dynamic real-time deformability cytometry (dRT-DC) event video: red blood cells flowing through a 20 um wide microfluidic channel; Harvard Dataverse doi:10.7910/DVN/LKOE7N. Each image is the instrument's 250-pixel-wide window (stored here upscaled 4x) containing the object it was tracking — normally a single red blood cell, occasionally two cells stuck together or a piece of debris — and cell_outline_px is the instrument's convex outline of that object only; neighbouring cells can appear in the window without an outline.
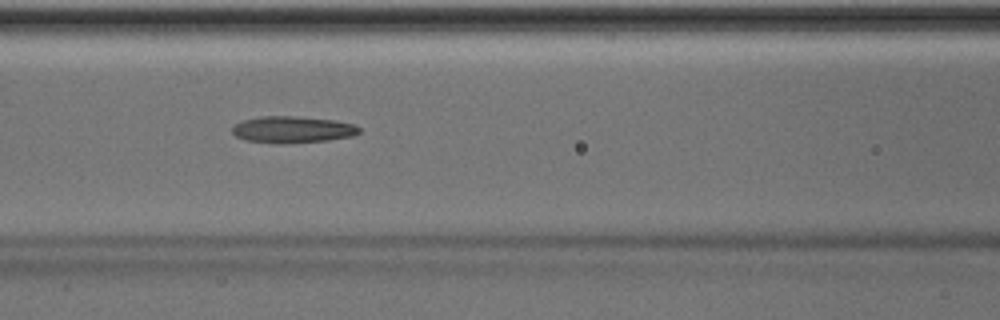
{"species": "Egyptian fruit bat (a non-hibernating species)", "species_latin": "Rousettus aegyptiacus", "temperature_condition": "room temperature", "stored_images_in_passage": 50, "camera_frame_rate_fps": 3000, "um_per_image_px": 0.085, "animal": {"sex": "male"}, "frame": {"image": 1, "passage_image": 22, "time_ms": 7.0, "image_size_px": [1000, 320], "cell_outline_px": [[360, 132], [352, 136], [328, 140], [244, 140], [236, 136], [232, 132], [232, 128], [236, 124], [244, 120], [260, 116], [296, 116], [336, 120], [356, 124], [360, 128]], "centroid_in_image_um": [24.93, 10.94], "position_along_channel_um": 141.7, "area_um2": 18.61}, "authors_computed_cell_mechanics": {"area_um2": 19.3052, "velocity_mm_per_s": 4.0562, "shape_relaxation_time_tau1_ms": 5.6247, "shape_relaxation_time_tau2_ms": 8.4609, "deformation_change_tau1": 0.1538, "deformation_change_tau2": 0.2369}}